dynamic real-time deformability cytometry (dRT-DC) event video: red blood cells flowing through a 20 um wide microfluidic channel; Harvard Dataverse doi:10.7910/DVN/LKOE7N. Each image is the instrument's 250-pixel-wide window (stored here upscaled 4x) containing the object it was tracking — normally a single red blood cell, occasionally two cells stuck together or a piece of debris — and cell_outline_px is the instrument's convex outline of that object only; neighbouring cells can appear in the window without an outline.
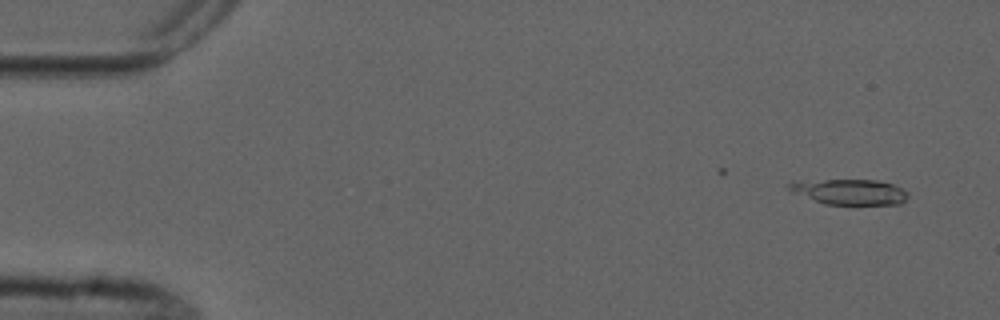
{"species": "common noctule bat (a hibernating species)", "species_latin": "Nyctalus noctula", "temperature_condition": "cold", "stored_images_in_passage": 4, "camera_frame_rate_fps": 3000, "um_per_image_px": 0.085, "animal": {"sex": "male", "forearm_length_mm": 52.5}, "frame": {"image": 1, "passage_image": 1, "time_ms": 0.0, "image_size_px": [1000, 320], "cell_outline_px": [[908, 196], [900, 204], [856, 208], [824, 204], [792, 192], [788, 188], [788, 184], [800, 180], [876, 180], [892, 184], [904, 188], [908, 192]], "centroid_in_image_um": [72.28, 16.37], "position_along_channel_um": 12.7, "area_um2": 18.67}}
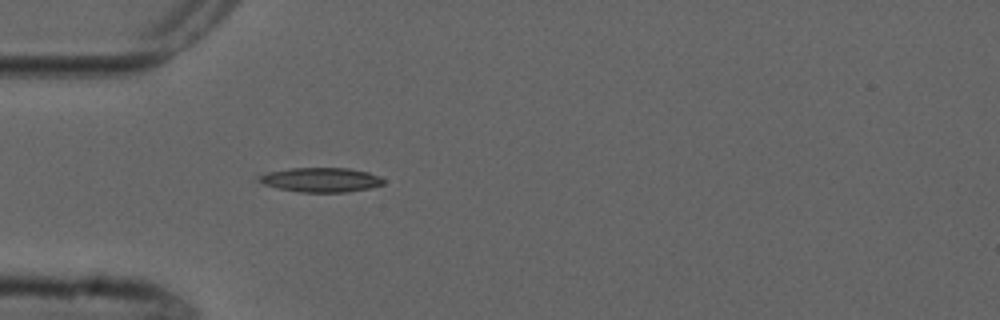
{"frame": {"image": 2, "passage_image": 4, "time_ms": 4.333, "image_size_px": [1000, 320], "cell_outline_px": [[384, 184], [372, 188], [344, 192], [300, 192], [280, 188], [264, 184], [252, 180], [252, 176], [268, 172], [288, 168], [348, 168], [368, 172], [380, 176], [384, 180]], "centroid_in_image_um": [27.21, 15.28], "position_along_channel_um": 57.8, "area_um2": 18.03}}